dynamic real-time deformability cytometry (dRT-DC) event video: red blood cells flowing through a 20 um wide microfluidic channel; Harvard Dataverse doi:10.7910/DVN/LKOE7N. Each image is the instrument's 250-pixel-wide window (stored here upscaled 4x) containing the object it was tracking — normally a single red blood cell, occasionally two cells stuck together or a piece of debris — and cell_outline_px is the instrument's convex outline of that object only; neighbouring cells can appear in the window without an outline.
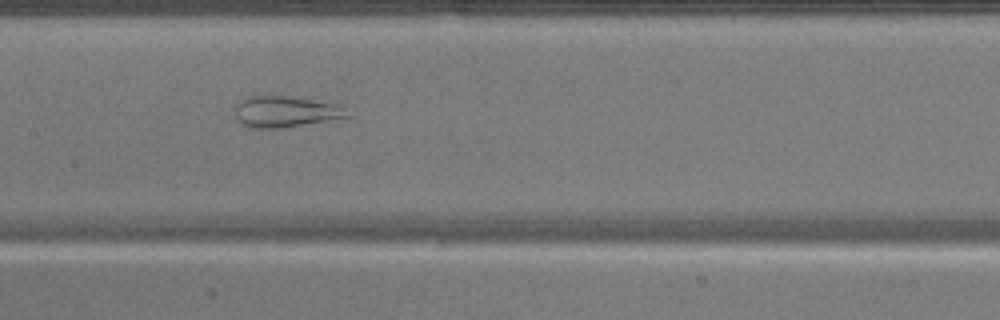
{"species": "common noctule bat (a hibernating species)", "species_latin": "Nyctalus noctula", "temperature_condition": "warm", "stored_images_in_passage": 38, "camera_frame_rate_fps": 3000, "um_per_image_px": 0.085, "animal": {"sex": "male", "body_mass_g": 17.9}, "frame": {"image": 1, "passage_image": 13, "time_ms": 4.0, "image_size_px": [1000, 320], "cell_outline_px": [[352, 116], [284, 128], [248, 128], [240, 124], [232, 108], [244, 96], [288, 96], [340, 104]], "centroid_in_image_um": [24.21, 9.49], "position_along_channel_um": 183.2, "area_um2": 20.75}}
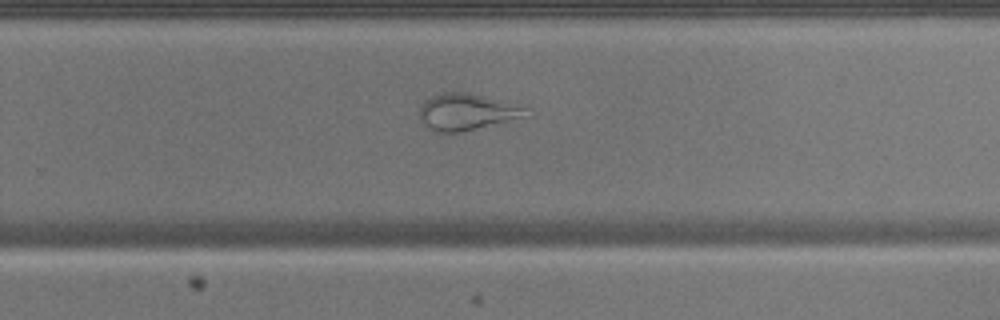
{"frame": {"image": 2, "passage_image": 21, "time_ms": 6.667, "image_size_px": [1000, 320], "cell_outline_px": [[532, 116], [448, 136], [436, 132], [428, 128], [420, 120], [420, 108], [424, 100], [436, 92], [468, 92], [532, 108]], "centroid_in_image_um": [39.73, 9.55], "position_along_channel_um": 290.1, "area_um2": 23.93}}
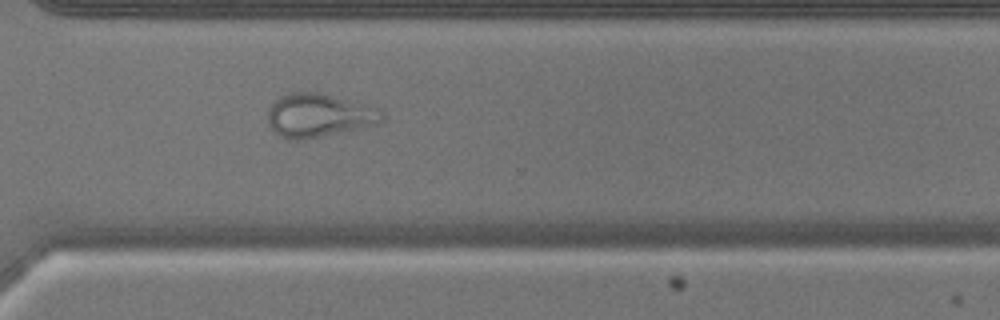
{"frame": {"image": 3, "passage_image": 25, "time_ms": 8.0, "image_size_px": [1000, 320], "cell_outline_px": [[384, 120], [380, 124], [304, 140], [292, 140], [280, 136], [268, 124], [268, 108], [280, 96], [288, 92], [320, 92], [380, 108], [384, 112]], "centroid_in_image_um": [27.14, 9.81], "position_along_channel_um": 343.5, "area_um2": 29.3}}